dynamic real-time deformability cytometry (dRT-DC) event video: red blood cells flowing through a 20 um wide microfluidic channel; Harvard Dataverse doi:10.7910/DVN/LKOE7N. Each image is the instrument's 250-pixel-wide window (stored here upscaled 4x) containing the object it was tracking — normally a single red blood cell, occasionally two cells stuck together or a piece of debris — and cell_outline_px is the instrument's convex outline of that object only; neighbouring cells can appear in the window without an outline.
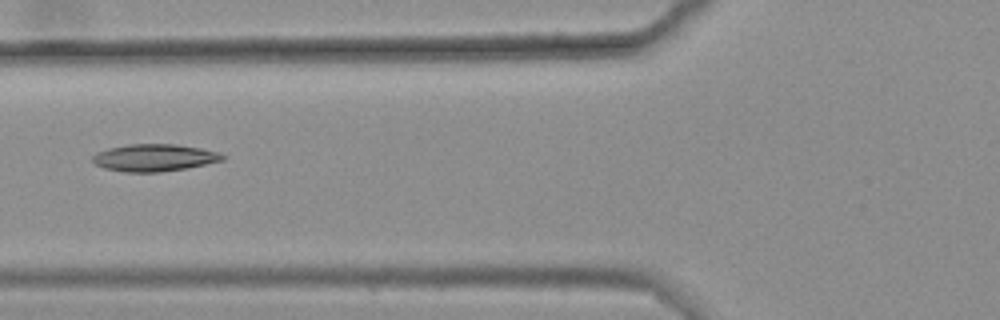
{"species": "common noctule bat (a hibernating species)", "species_latin": "Nyctalus noctula", "temperature_condition": "warm", "stored_images_in_passage": 5, "camera_frame_rate_fps": 3000, "um_per_image_px": 0.085, "animal": {"sex": "female", "body_mass_g": 25.1}, "frame": {"image": 1, "passage_image": 5, "time_ms": 1.333, "image_size_px": [1000, 320], "cell_outline_px": [[224, 160], [188, 168], [160, 172], [124, 172], [104, 168], [96, 164], [92, 160], [92, 156], [96, 152], [108, 148], [128, 144], [176, 144], [200, 148], [216, 152], [224, 156]], "centroid_in_image_um": [13.08, 13.4], "position_along_channel_um": 112.7, "area_um2": 20.58}}